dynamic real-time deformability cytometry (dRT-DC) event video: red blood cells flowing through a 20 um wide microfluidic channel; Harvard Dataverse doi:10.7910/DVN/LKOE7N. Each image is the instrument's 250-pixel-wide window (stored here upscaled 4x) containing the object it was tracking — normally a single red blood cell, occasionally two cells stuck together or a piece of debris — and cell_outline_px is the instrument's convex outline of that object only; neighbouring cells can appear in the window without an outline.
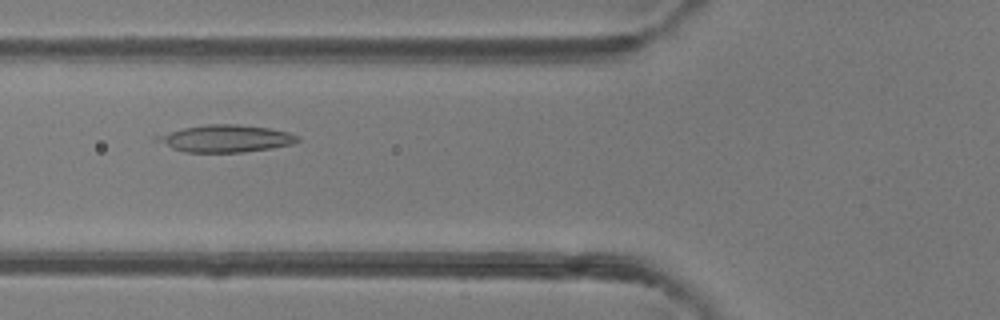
{"species": "common noctule bat (a hibernating species)", "species_latin": "Nyctalus noctula", "temperature_condition": "room temperature", "stored_images_in_passage": 4, "camera_frame_rate_fps": 3000, "um_per_image_px": 0.085, "animal": {"sex": "female"}, "frame": {"image": 1, "passage_image": 3, "time_ms": 0.667, "image_size_px": [1000, 320], "cell_outline_px": [[300, 140], [292, 144], [272, 148], [244, 152], [184, 152], [172, 148], [152, 140], [152, 136], [184, 128], [208, 124], [236, 124], [268, 128], [288, 132], [300, 136]], "centroid_in_image_um": [19.15, 11.78], "position_along_channel_um": 106.7, "area_um2": 22.37}}
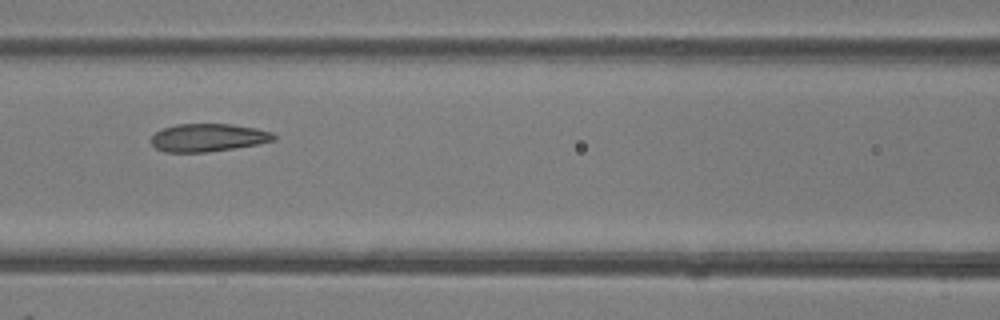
{"frame": {"image": 2, "passage_image": 4, "time_ms": 1.0, "image_size_px": [1000, 320], "cell_outline_px": [[276, 140], [256, 144], [232, 148], [204, 152], [164, 152], [156, 148], [152, 144], [152, 136], [156, 132], [164, 128], [176, 124], [232, 124], [256, 128], [272, 132], [276, 136]], "centroid_in_image_um": [17.69, 11.69], "position_along_channel_um": 148.9, "area_um2": 19.77}}